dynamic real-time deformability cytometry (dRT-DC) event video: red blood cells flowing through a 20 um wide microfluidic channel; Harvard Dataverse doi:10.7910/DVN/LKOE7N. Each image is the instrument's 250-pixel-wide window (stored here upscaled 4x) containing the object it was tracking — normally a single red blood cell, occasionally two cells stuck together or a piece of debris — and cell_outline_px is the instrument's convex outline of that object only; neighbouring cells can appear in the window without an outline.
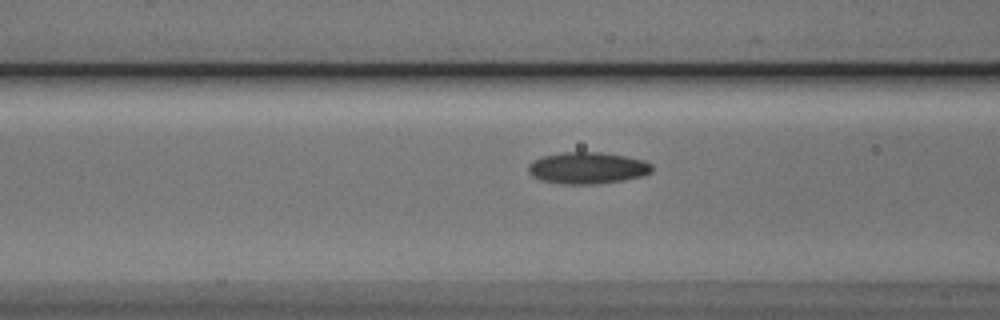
{"species": "Egyptian fruit bat (a non-hibernating species)", "species_latin": "Rousettus aegyptiacus", "temperature_condition": "cold", "stored_images_in_passage": 12, "camera_frame_rate_fps": 3000, "um_per_image_px": 0.085, "animal": {"sex": "male"}, "frame": {"image": 1, "passage_image": 10, "time_ms": 3.0, "image_size_px": [1000, 320], "cell_outline_px": [[652, 172], [644, 176], [624, 180], [596, 184], [564, 184], [540, 180], [532, 176], [528, 172], [528, 164], [532, 160], [540, 156], [560, 152], [600, 152], [624, 156], [644, 160], [652, 164]], "centroid_in_image_um": [49.91, 14.27], "position_along_channel_um": 116.7, "area_um2": 23.12}}